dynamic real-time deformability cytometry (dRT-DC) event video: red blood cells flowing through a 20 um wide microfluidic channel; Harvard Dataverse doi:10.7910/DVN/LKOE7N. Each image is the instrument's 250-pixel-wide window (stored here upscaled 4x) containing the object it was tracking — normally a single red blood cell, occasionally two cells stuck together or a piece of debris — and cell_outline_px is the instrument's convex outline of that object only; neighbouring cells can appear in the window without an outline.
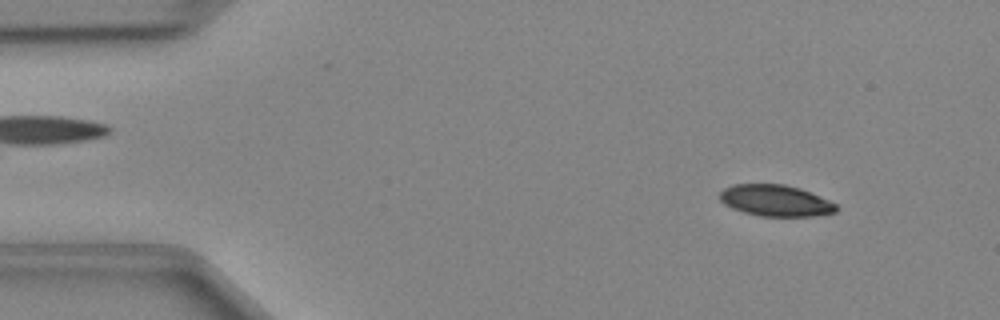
{"species": "Egyptian fruit bat (a non-hibernating species)", "species_latin": "Rousettus aegyptiacus", "temperature_condition": "cold", "stored_images_in_passage": 48, "camera_frame_rate_fps": 3000, "um_per_image_px": 0.085, "animal": {"sex": "female"}, "frame": {"image": 1, "passage_image": 5, "time_ms": 1.333, "image_size_px": [1000, 320], "cell_outline_px": [[840, 208], [836, 212], [812, 216], [760, 216], [744, 212], [732, 208], [724, 204], [720, 200], [720, 192], [724, 188], [732, 184], [784, 184], [800, 188], [820, 196], [836, 204]], "centroid_in_image_um": [65.92, 17.04], "position_along_channel_um": 19.1, "area_um2": 21.33}}
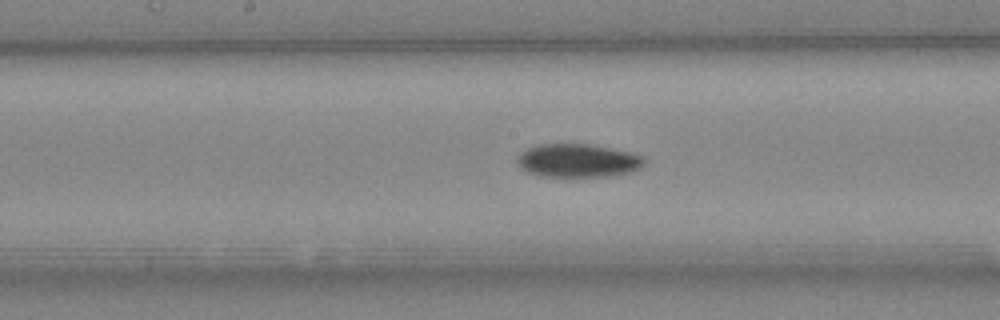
{"frame": {"image": 2, "passage_image": 24, "time_ms": 7.667, "image_size_px": [1000, 320], "cell_outline_px": [[644, 164], [640, 168], [632, 172], [612, 176], [540, 176], [528, 172], [520, 168], [516, 160], [520, 152], [536, 144], [588, 144], [628, 152], [640, 156], [644, 160]], "centroid_in_image_um": [49.07, 13.65], "position_along_channel_um": 199.1, "area_um2": 24.57}}
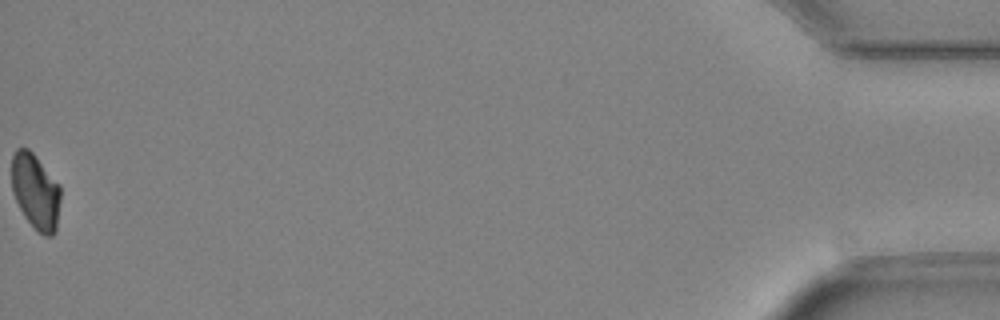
{"frame": {"image": 3, "passage_image": 48, "time_ms": 15.667, "image_size_px": [1000, 320], "cell_outline_px": [[60, 200], [56, 232], [52, 236], [44, 236], [24, 216], [12, 192], [12, 156], [16, 148], [28, 148], [36, 156], [60, 184]], "centroid_in_image_um": [3.03, 16.26], "position_along_channel_um": 432.2, "area_um2": 21.5}}